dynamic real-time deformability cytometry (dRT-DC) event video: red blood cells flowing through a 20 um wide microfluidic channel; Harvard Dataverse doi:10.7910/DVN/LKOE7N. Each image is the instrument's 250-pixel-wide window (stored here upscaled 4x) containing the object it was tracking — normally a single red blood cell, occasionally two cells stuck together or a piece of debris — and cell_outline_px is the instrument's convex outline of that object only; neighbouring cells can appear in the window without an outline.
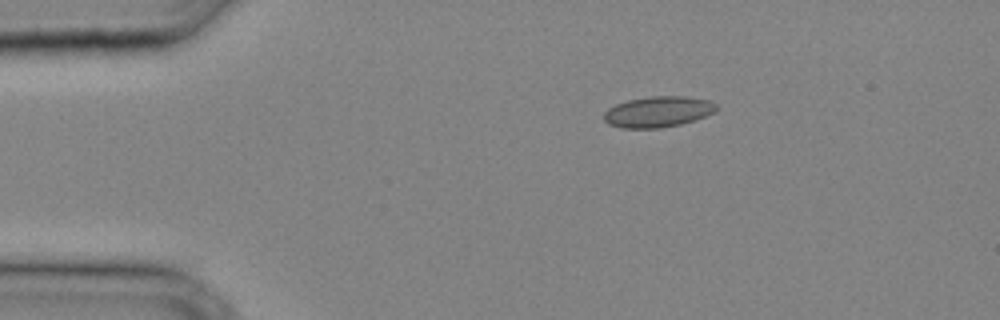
{"species": "common noctule bat (a hibernating species)", "species_latin": "Nyctalus noctula", "temperature_condition": "cold", "stored_images_in_passage": 26, "camera_frame_rate_fps": 3000, "um_per_image_px": 0.085, "animal": {"sex": "male", "body_mass_g": 20.4}, "frame": {"image": 1, "passage_image": 1, "time_ms": 0.0, "image_size_px": [1000, 320], "cell_outline_px": [[720, 108], [716, 112], [680, 124], [660, 128], [620, 128], [608, 124], [604, 120], [604, 112], [608, 108], [616, 104], [628, 100], [652, 96], [688, 96], [708, 100], [716, 104]], "centroid_in_image_um": [55.93, 9.49], "position_along_channel_um": 29.1, "area_um2": 20.29}}
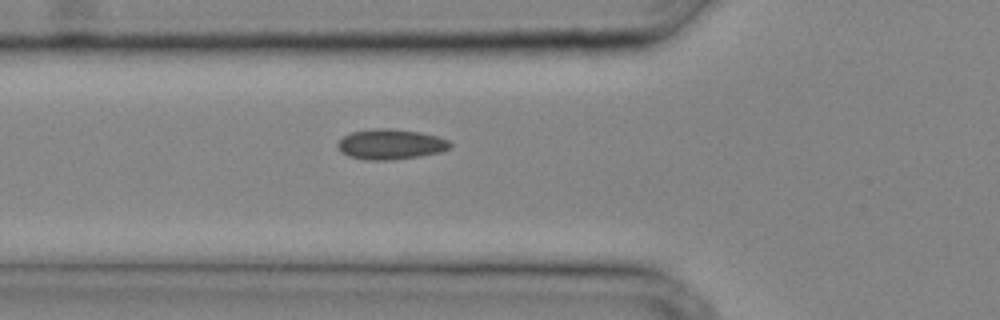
{"frame": {"image": 2, "passage_image": 7, "time_ms": 2.0, "image_size_px": [1000, 320], "cell_outline_px": [[452, 148], [440, 152], [420, 156], [392, 160], [364, 160], [348, 156], [340, 152], [336, 148], [336, 144], [344, 136], [352, 132], [372, 128], [392, 128], [420, 132], [436, 136], [448, 140], [452, 144]], "centroid_in_image_um": [33.18, 12.26], "position_along_channel_um": 92.6, "area_um2": 20.11}}
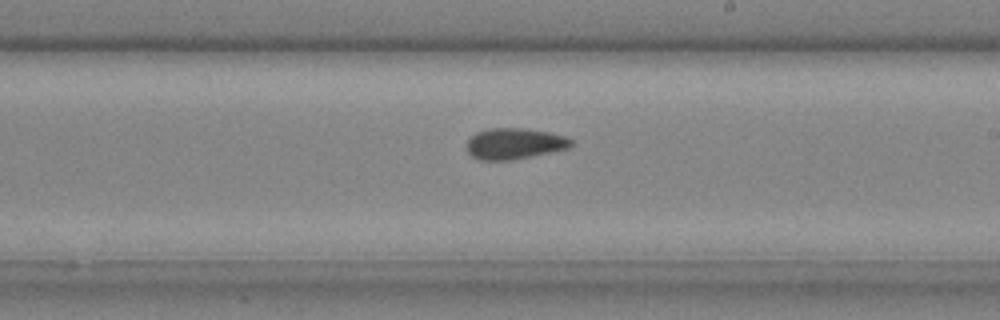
{"frame": {"image": 3, "passage_image": 15, "time_ms": 4.667, "image_size_px": [1000, 320], "cell_outline_px": [[572, 144], [568, 148], [512, 160], [480, 160], [472, 156], [468, 152], [468, 140], [476, 132], [488, 128], [520, 128], [548, 132], [564, 136], [572, 140]], "centroid_in_image_um": [43.7, 12.21], "position_along_channel_um": 245.3, "area_um2": 18.61}}